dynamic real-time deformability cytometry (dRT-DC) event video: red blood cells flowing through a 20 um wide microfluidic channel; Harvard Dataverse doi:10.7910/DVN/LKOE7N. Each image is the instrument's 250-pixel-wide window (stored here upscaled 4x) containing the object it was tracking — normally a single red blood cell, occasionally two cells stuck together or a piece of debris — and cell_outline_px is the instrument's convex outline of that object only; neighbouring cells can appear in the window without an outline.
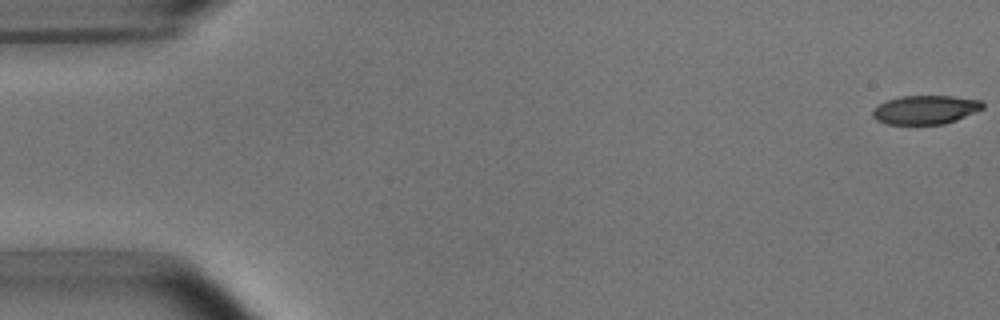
{"species": "common noctule bat (a hibernating species)", "species_latin": "Nyctalus noctula", "temperature_condition": "room temperature", "stored_images_in_passage": 19, "camera_frame_rate_fps": 3000, "um_per_image_px": 0.085, "animal": {"sex": "male", "body_mass_g": 15.6}, "frame": {"image": 1, "passage_image": 1, "time_ms": 0.0, "image_size_px": [1000, 320], "cell_outline_px": [[984, 108], [956, 120], [944, 124], [888, 124], [876, 120], [872, 116], [872, 112], [880, 104], [888, 100], [900, 96], [952, 96], [980, 100], [984, 104]], "centroid_in_image_um": [78.67, 9.33], "position_along_channel_um": 6.3, "area_um2": 18.32}}
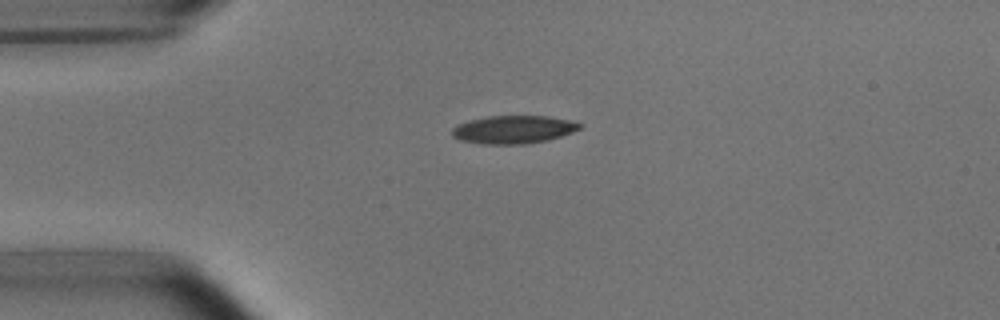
{"frame": {"image": 2, "passage_image": 13, "time_ms": 4.0, "image_size_px": [1000, 320], "cell_outline_px": [[584, 124], [580, 128], [572, 132], [548, 140], [524, 144], [484, 144], [460, 140], [452, 136], [452, 128], [460, 124], [472, 120], [488, 116], [548, 116], [568, 120]], "centroid_in_image_um": [43.66, 11.01], "position_along_channel_um": 41.3, "area_um2": 20.63}}